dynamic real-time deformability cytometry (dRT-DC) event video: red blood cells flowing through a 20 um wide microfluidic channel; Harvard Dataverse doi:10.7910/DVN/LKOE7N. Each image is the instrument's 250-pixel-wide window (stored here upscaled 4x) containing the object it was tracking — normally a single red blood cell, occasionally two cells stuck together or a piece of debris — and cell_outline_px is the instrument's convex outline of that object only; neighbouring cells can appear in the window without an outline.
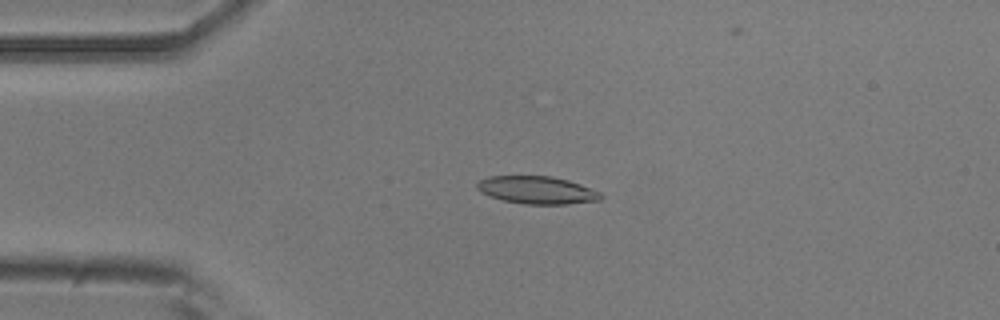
{"species": "common noctule bat (a hibernating species)", "species_latin": "Nyctalus noctula", "temperature_condition": "room temperature", "stored_images_in_passage": 52, "camera_frame_rate_fps": 3000, "um_per_image_px": 0.085, "animal": {"sex": "male", "body_mass_g": 20.5, "forearm_length_mm": 52.5}, "frame": {"image": 1, "passage_image": 12, "time_ms": 3.667, "image_size_px": [1000, 320], "cell_outline_px": [[604, 196], [600, 200], [568, 204], [524, 204], [504, 200], [488, 196], [480, 192], [476, 188], [476, 184], [480, 180], [488, 176], [552, 176], [568, 180], [580, 184], [600, 192]], "centroid_in_image_um": [45.63, 16.15], "position_along_channel_um": 39.4, "area_um2": 20.0}}
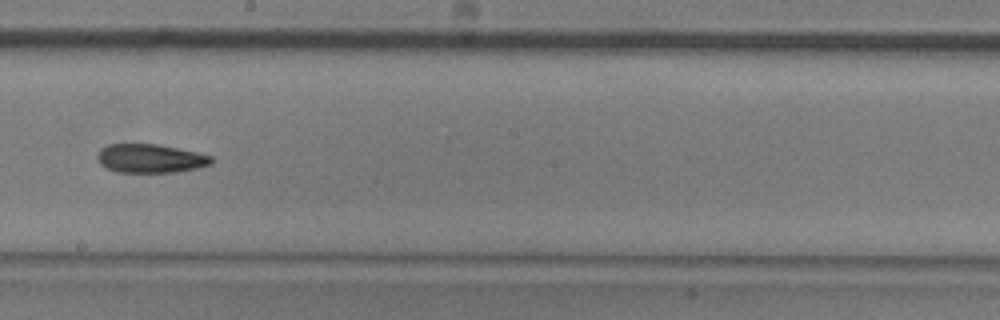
{"frame": {"image": 2, "passage_image": 29, "time_ms": 9.333, "image_size_px": [1000, 320], "cell_outline_px": [[212, 164], [196, 168], [176, 172], [116, 172], [100, 164], [96, 156], [100, 148], [108, 144], [156, 144], [196, 152], [212, 156]], "centroid_in_image_um": [12.75, 13.47], "position_along_channel_um": 235.5, "area_um2": 19.02}}
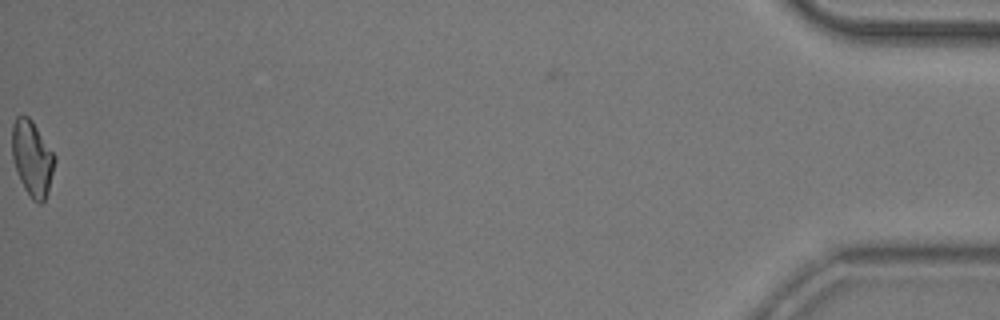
{"frame": {"image": 3, "passage_image": 52, "time_ms": 17.0, "image_size_px": [1000, 320], "cell_outline_px": [[56, 160], [48, 192], [44, 200], [40, 204], [32, 200], [24, 188], [20, 180], [12, 156], [12, 124], [16, 116], [28, 116], [32, 120], [56, 156]], "centroid_in_image_um": [2.74, 13.45], "position_along_channel_um": 432.5, "area_um2": 18.73}, "authors_computed_cell_mechanics": {"area_um2": 19.3341, "velocity_mm_per_s": 3.908, "shape_relaxation_time_tau1_ms": 6.774, "shape_relaxation_time_tau2_ms": 8.4548, "deformation_change_tau1": 0.1784, "deformation_change_tau2": 0.186}}